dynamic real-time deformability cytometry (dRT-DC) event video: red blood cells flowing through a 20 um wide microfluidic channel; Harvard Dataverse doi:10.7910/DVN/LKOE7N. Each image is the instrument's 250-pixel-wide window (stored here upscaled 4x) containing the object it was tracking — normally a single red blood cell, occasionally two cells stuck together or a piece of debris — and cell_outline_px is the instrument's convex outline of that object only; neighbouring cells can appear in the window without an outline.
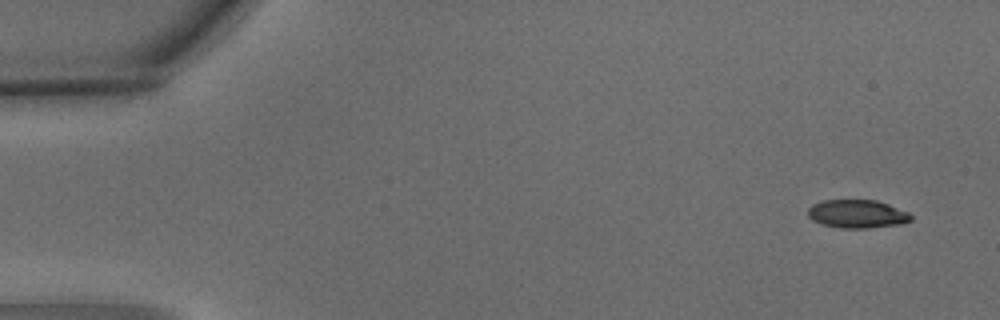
{"species": "common noctule bat (a hibernating species)", "species_latin": "Nyctalus noctula", "temperature_condition": "warm", "stored_images_in_passage": 3, "camera_frame_rate_fps": 3000, "um_per_image_px": 0.085, "animal": {"sex": "male", "body_mass_g": 15.6}, "frame": {"image": 1, "passage_image": 1, "time_ms": 0.0, "image_size_px": [1000, 320], "cell_outline_px": [[912, 220], [904, 224], [868, 228], [840, 228], [820, 224], [812, 220], [808, 216], [808, 208], [812, 204], [824, 200], [876, 200], [888, 204], [908, 212], [912, 216]], "centroid_in_image_um": [72.86, 18.19], "position_along_channel_um": 12.1, "area_um2": 17.17}}